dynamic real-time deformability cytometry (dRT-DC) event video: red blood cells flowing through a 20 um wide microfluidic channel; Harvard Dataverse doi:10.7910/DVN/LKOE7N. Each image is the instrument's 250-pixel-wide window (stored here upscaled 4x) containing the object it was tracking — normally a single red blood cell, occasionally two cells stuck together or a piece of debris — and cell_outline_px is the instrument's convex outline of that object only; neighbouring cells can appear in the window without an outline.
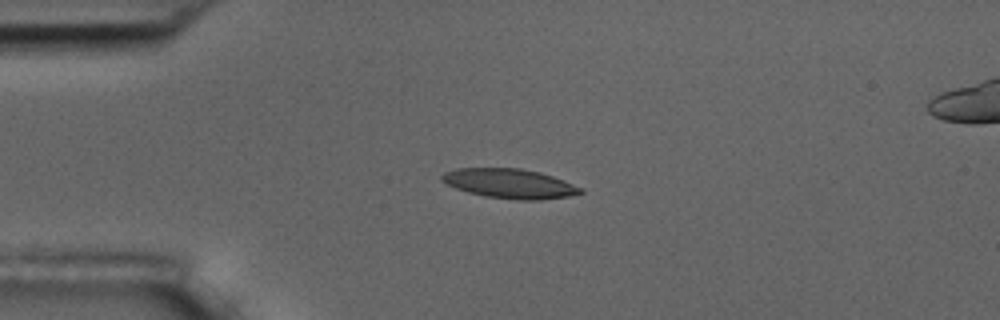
{"species": "common noctule bat (a hibernating species)", "species_latin": "Nyctalus noctula", "temperature_condition": "room temperature", "stored_images_in_passage": 2, "camera_frame_rate_fps": 3000, "um_per_image_px": 0.085, "animal": {"sex": "male", "body_mass_g": 17.5, "forearm_length_mm": 52.3}, "frame": {"image": 1, "passage_image": 2, "time_ms": 1.333, "image_size_px": [1000, 320], "cell_outline_px": [[584, 192], [568, 196], [540, 200], [520, 200], [484, 196], [468, 192], [456, 188], [440, 180], [440, 176], [444, 172], [456, 168], [520, 168], [540, 172], [564, 180], [584, 188]], "centroid_in_image_um": [43.33, 15.6], "position_along_channel_um": 41.7, "area_um2": 23.93}}